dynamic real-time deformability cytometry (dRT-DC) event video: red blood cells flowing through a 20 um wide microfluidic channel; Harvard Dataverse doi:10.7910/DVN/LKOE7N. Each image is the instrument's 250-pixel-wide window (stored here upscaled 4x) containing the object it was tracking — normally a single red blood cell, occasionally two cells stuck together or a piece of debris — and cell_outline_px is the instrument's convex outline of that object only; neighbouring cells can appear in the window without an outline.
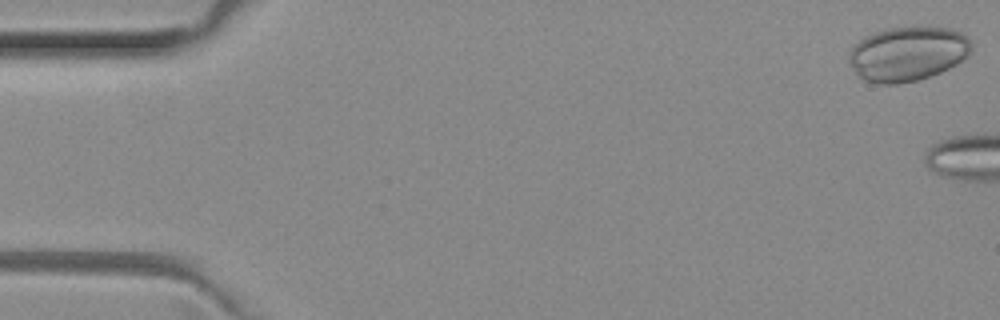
{"species": "common noctule bat (a hibernating species)", "species_latin": "Nyctalus noctula", "temperature_condition": "room temperature", "stored_images_in_passage": 5, "camera_frame_rate_fps": 3000, "um_per_image_px": 0.085, "animal": {"sex": "female", "body_mass_g": 29.2, "forearm_length_mm": 56.3}, "frame": {"image": 1, "passage_image": 1, "time_ms": 0.0, "image_size_px": [1000, 320], "cell_outline_px": [[972, 44], [968, 56], [956, 64], [940, 72], [916, 80], [896, 84], [880, 84], [864, 80], [856, 72], [848, 60], [848, 52], [864, 36], [888, 28], [948, 28], [960, 32], [968, 36]], "centroid_in_image_um": [77.15, 4.58], "position_along_channel_um": 7.9, "area_um2": 38.44}}